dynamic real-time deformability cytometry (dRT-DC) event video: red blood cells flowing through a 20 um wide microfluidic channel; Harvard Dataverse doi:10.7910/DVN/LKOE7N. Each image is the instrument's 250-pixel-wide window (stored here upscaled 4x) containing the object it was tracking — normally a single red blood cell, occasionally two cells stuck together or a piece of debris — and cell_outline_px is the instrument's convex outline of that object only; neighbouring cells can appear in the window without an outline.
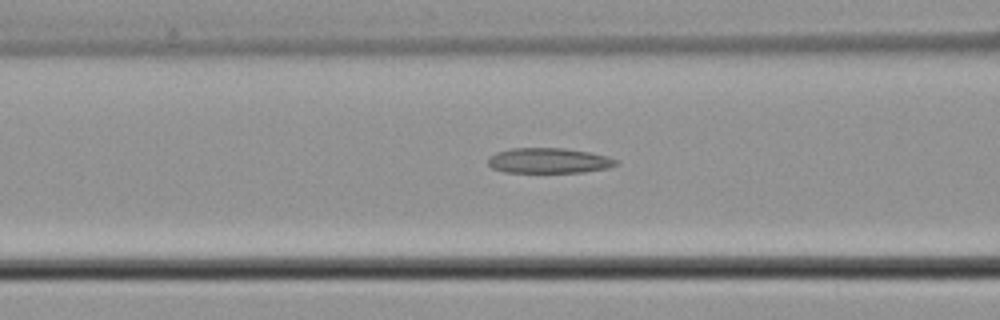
{"species": "common noctule bat (a hibernating species)", "species_latin": "Nyctalus noctula", "temperature_condition": "cold", "stored_images_in_passage": 28, "camera_frame_rate_fps": 3000, "um_per_image_px": 0.085, "animal": {"sex": "male", "body_mass_g": 21.5, "forearm_length_mm": 52.0}, "frame": {"image": 1, "passage_image": 6, "time_ms": 1.667, "image_size_px": [1000, 320], "cell_outline_px": [[620, 164], [608, 168], [584, 172], [504, 172], [492, 168], [488, 164], [488, 156], [496, 152], [512, 148], [564, 148], [588, 152], [608, 156], [620, 160]], "centroid_in_image_um": [46.67, 13.65], "position_along_channel_um": 119.9, "area_um2": 19.02}}
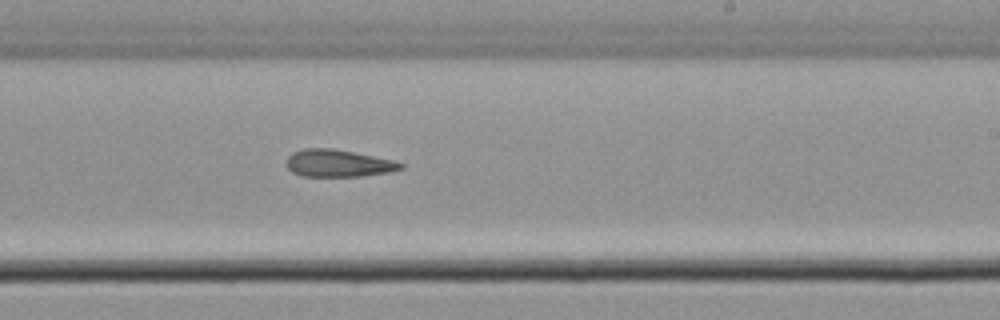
{"frame": {"image": 2, "passage_image": 17, "time_ms": 5.333, "image_size_px": [1000, 320], "cell_outline_px": [[404, 168], [392, 172], [360, 176], [304, 176], [292, 172], [288, 168], [288, 156], [292, 152], [304, 148], [332, 148], [396, 160], [404, 164]], "centroid_in_image_um": [28.8, 13.87], "position_along_channel_um": 260.2, "area_um2": 18.21}}
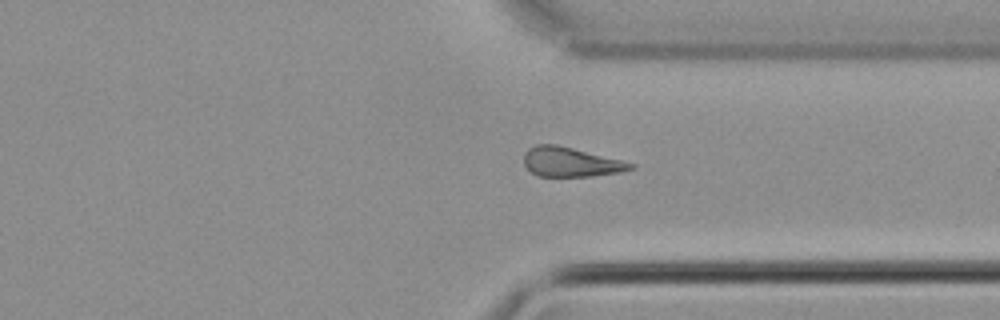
{"frame": {"image": 3, "passage_image": 25, "time_ms": 8.0, "image_size_px": [1000, 320], "cell_outline_px": [[636, 168], [620, 172], [592, 176], [536, 176], [524, 164], [524, 152], [528, 148], [536, 144], [556, 144], [636, 164]], "centroid_in_image_um": [48.49, 13.77], "position_along_channel_um": 362.9, "area_um2": 18.21}}